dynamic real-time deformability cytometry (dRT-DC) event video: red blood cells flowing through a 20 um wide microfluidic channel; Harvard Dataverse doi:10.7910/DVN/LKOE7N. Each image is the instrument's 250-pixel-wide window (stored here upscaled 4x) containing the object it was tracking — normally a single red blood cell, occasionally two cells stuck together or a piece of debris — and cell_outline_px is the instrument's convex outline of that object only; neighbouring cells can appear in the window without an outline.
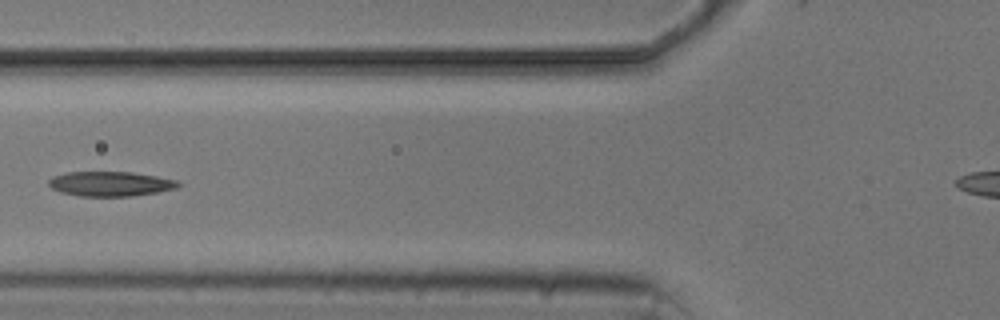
{"species": "common noctule bat (a hibernating species)", "species_latin": "Nyctalus noctula", "temperature_condition": "cold", "stored_images_in_passage": 7, "camera_frame_rate_fps": 3000, "um_per_image_px": 0.085, "animal": {"sex": "male", "body_mass_g": 20.5, "forearm_length_mm": 52.5}, "frame": {"image": 1, "passage_image": 6, "time_ms": 6.667, "image_size_px": [1000, 320], "cell_outline_px": [[180, 184], [176, 188], [156, 192], [132, 196], [80, 196], [60, 192], [52, 188], [48, 184], [48, 180], [52, 176], [68, 172], [132, 172], [156, 176], [176, 180]], "centroid_in_image_um": [9.34, 15.62], "position_along_channel_um": 116.5, "area_um2": 18.55}}
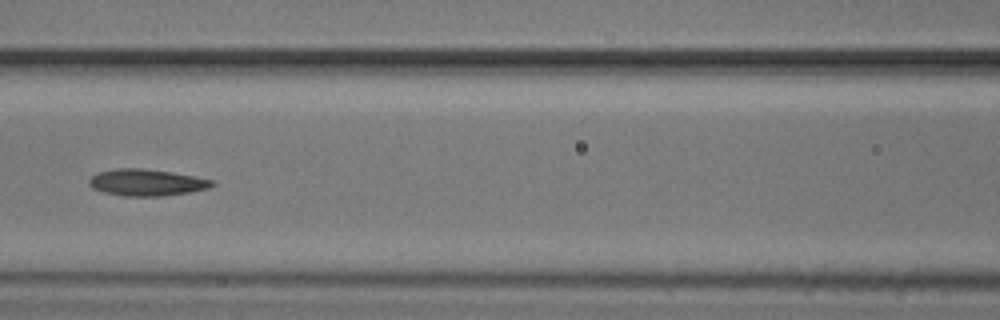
{"frame": {"image": 2, "passage_image": 7, "time_ms": 7.667, "image_size_px": [1000, 320], "cell_outline_px": [[216, 184], [208, 188], [188, 192], [164, 196], [124, 196], [104, 192], [92, 188], [88, 184], [88, 180], [92, 176], [100, 172], [116, 168], [140, 168], [172, 172], [216, 180]], "centroid_in_image_um": [12.48, 15.51], "position_along_channel_um": 154.1, "area_um2": 19.13}}